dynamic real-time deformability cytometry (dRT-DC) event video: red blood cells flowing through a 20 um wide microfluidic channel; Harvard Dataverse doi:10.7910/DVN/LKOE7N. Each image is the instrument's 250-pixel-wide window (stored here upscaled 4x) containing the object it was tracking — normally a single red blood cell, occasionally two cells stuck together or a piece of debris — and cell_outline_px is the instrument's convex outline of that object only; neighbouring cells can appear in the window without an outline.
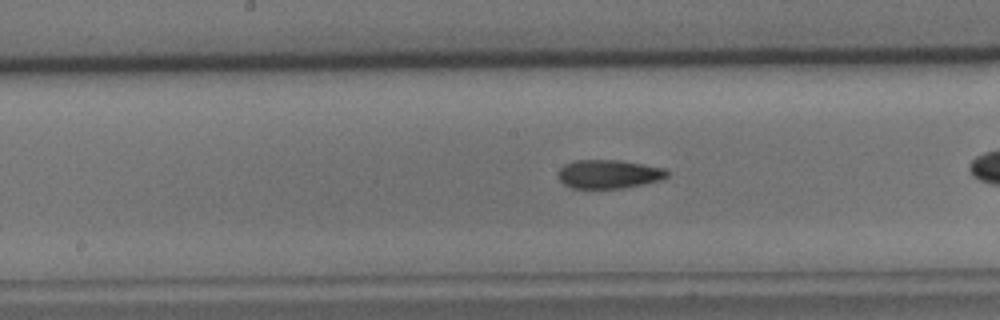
{"species": "common noctule bat (a hibernating species)", "species_latin": "Nyctalus noctula", "temperature_condition": "cold", "stored_images_in_passage": 45, "camera_frame_rate_fps": 3000, "um_per_image_px": 0.085, "animal": {"sex": "male", "body_mass_g": 15.6}, "frame": {"image": 1, "passage_image": 28, "time_ms": 9.0, "image_size_px": [1000, 320], "cell_outline_px": [[668, 176], [660, 180], [644, 184], [624, 188], [572, 188], [564, 184], [556, 176], [556, 172], [564, 164], [576, 160], [620, 160], [644, 164], [664, 168], [668, 172]], "centroid_in_image_um": [51.72, 14.79], "position_along_channel_um": 196.5, "area_um2": 18.38}}
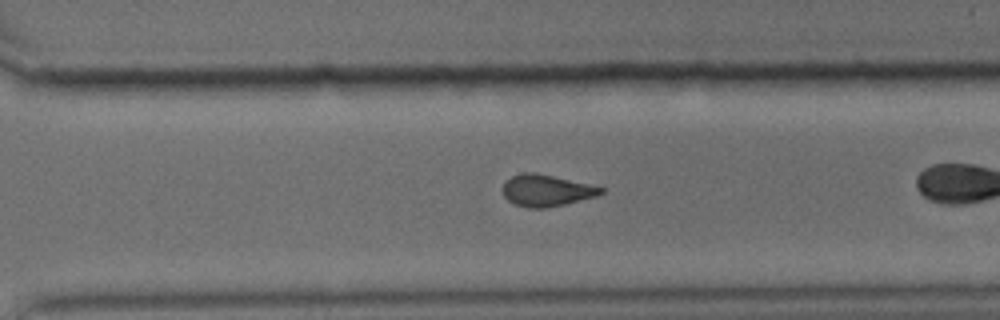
{"frame": {"image": 2, "passage_image": 39, "time_ms": 12.667, "image_size_px": [1000, 320], "cell_outline_px": [[604, 192], [596, 196], [564, 204], [544, 208], [528, 208], [516, 204], [508, 200], [504, 196], [504, 180], [512, 176], [524, 172], [536, 172], [588, 184], [604, 188]], "centroid_in_image_um": [46.42, 16.18], "position_along_channel_um": 324.2, "area_um2": 17.86}}
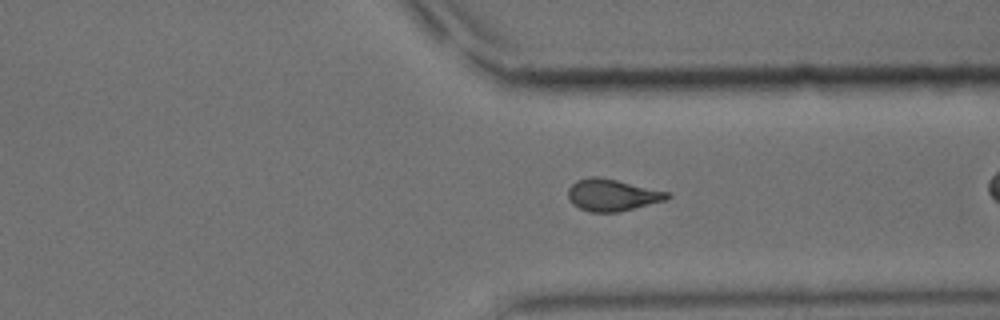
{"frame": {"image": 3, "passage_image": 42, "time_ms": 13.667, "image_size_px": [1000, 320], "cell_outline_px": [[672, 196], [668, 200], [620, 212], [588, 212], [572, 204], [568, 200], [568, 188], [576, 180], [588, 176], [600, 176], [668, 192]], "centroid_in_image_um": [52.02, 16.58], "position_along_channel_um": 359.4, "area_um2": 18.73}}